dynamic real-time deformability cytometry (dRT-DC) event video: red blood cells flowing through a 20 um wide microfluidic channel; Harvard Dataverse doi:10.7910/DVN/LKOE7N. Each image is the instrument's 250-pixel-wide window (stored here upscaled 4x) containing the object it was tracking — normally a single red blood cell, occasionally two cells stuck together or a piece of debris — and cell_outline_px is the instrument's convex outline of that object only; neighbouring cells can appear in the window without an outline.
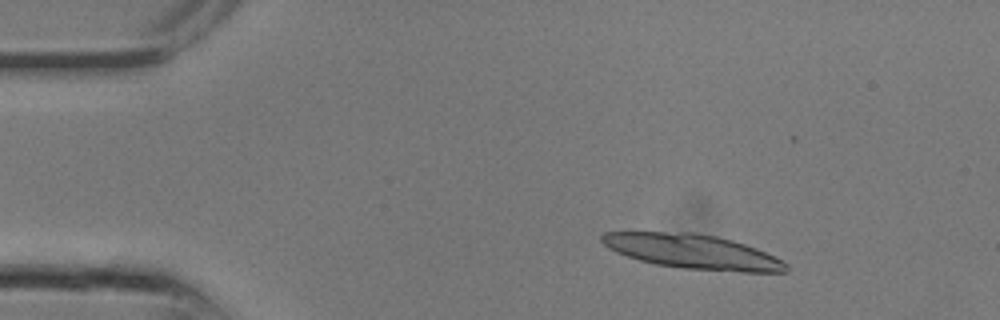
{"species": "common noctule bat (a hibernating species)", "species_latin": "Nyctalus noctula", "temperature_condition": "room temperature", "stored_images_in_passage": 15, "segment_of_instrument_passage": [1, 2], "camera_frame_rate_fps": 3000, "um_per_image_px": 0.085, "animal": {"sex": "male", "body_mass_g": 13.3}, "frame": {"image": 1, "passage_image": 3, "time_ms": 0.667, "image_size_px": [1000, 320], "cell_outline_px": [[788, 272], [744, 272], [680, 268], [656, 264], [640, 260], [616, 252], [608, 248], [600, 240], [600, 236], [604, 232], [692, 232], [716, 236], [732, 240], [756, 248], [788, 264]], "centroid_in_image_um": [58.85, 21.38], "position_along_channel_um": 26.1, "area_um2": 36.82}}